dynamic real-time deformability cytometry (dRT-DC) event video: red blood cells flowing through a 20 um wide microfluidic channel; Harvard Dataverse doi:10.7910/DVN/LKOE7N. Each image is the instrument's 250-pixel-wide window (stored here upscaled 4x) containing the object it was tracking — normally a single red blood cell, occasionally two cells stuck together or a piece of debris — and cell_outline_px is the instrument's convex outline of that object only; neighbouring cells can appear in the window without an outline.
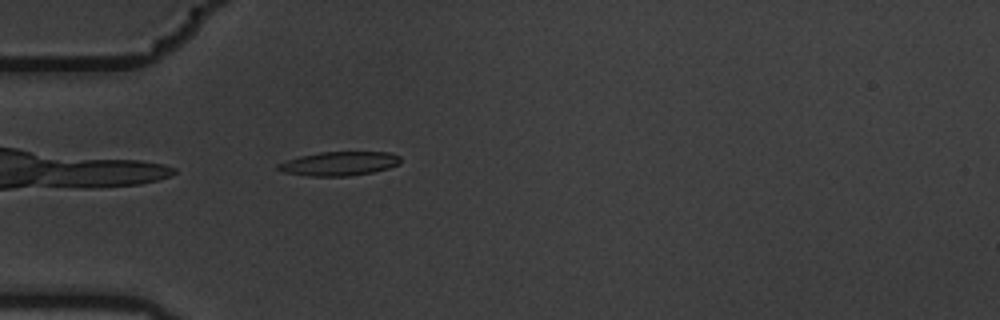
{"species": "common noctule bat (a hibernating species)", "species_latin": "Nyctalus noctula", "temperature_condition": "warm", "stored_images_in_passage": 5, "camera_frame_rate_fps": 3000, "um_per_image_px": 0.085, "animal": {"sex": "male", "body_mass_g": 19.5, "forearm_length_mm": 54.6}, "frame": {"image": 1, "passage_image": 5, "time_ms": 1.333, "image_size_px": [1000, 320], "cell_outline_px": [[400, 164], [388, 168], [372, 172], [348, 176], [308, 176], [284, 172], [276, 168], [276, 164], [300, 156], [320, 152], [388, 152], [400, 156]], "centroid_in_image_um": [28.83, 13.9], "position_along_channel_um": 56.2, "area_um2": 17.05}}